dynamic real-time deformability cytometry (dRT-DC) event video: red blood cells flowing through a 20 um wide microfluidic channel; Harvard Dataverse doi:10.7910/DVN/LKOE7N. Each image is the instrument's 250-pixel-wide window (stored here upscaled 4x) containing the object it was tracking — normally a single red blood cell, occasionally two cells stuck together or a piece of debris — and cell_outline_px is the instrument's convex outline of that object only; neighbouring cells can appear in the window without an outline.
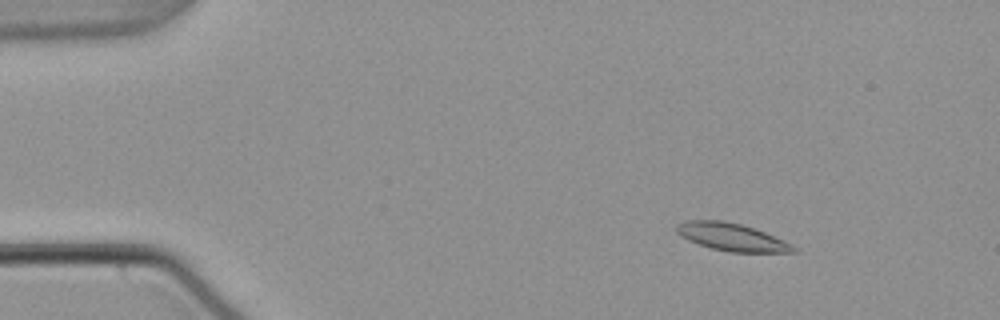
{"species": "common noctule bat (a hibernating species)", "species_latin": "Nyctalus noctula", "temperature_condition": "warm", "stored_images_in_passage": 55, "camera_frame_rate_fps": 3000, "um_per_image_px": 0.085, "animal": {"sex": "male", "body_mass_g": 21.5, "forearm_length_mm": 52.0}, "frame": {"image": 1, "passage_image": 8, "time_ms": 2.333, "image_size_px": [1000, 320], "cell_outline_px": [[796, 252], [728, 252], [712, 248], [688, 240], [680, 236], [676, 232], [676, 224], [684, 220], [724, 220], [756, 228], [784, 240], [792, 244], [796, 248]], "centroid_in_image_um": [62.18, 20.13], "position_along_channel_um": 22.8, "area_um2": 18.9}}
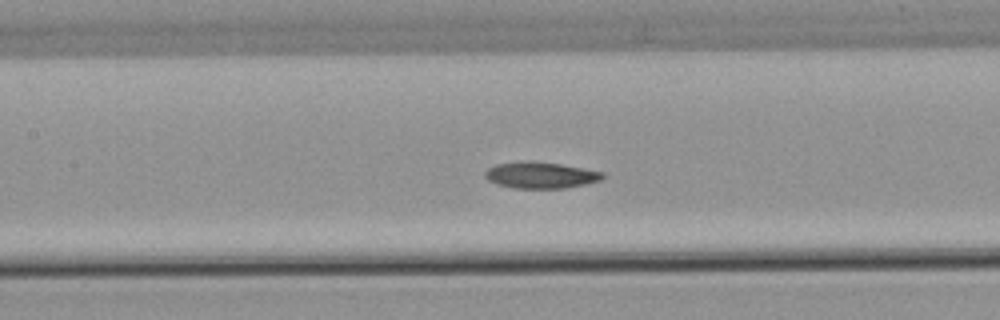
{"frame": {"image": 2, "passage_image": 26, "time_ms": 8.333, "image_size_px": [1000, 320], "cell_outline_px": [[604, 176], [600, 180], [584, 184], [564, 188], [512, 188], [496, 184], [488, 180], [484, 176], [484, 172], [488, 168], [496, 164], [528, 160], [560, 164], [584, 168], [604, 172]], "centroid_in_image_um": [45.91, 14.88], "position_along_channel_um": 161.5, "area_um2": 18.09}}
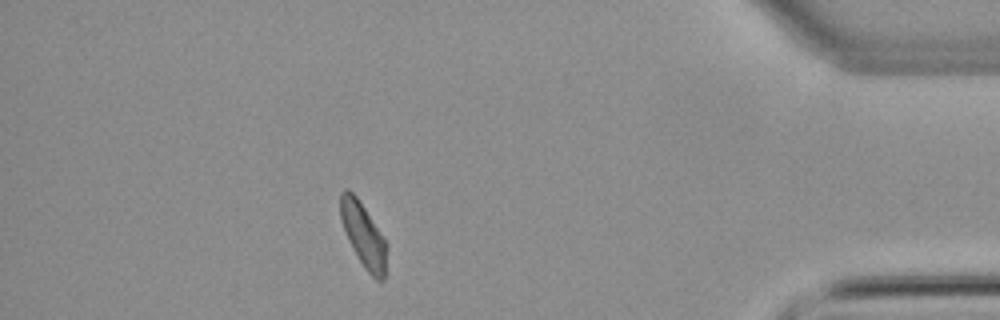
{"frame": {"image": 3, "passage_image": 49, "time_ms": 16.0, "image_size_px": [1000, 320], "cell_outline_px": [[388, 248], [384, 280], [376, 280], [364, 268], [352, 248], [348, 240], [340, 220], [340, 192], [344, 188], [348, 188], [356, 196], [388, 244]], "centroid_in_image_um": [30.89, 19.99], "position_along_channel_um": 404.3, "area_um2": 17.4}, "authors_computed_cell_mechanics": {"area_um2": 18.0914, "velocity_mm_per_s": 3.7663, "shape_relaxation_time_tau1_ms": 7.4007, "shape_relaxation_time_tau2_ms": null, "deformation_change_tau1": 0.1681, "deformation_change_tau2": null}}